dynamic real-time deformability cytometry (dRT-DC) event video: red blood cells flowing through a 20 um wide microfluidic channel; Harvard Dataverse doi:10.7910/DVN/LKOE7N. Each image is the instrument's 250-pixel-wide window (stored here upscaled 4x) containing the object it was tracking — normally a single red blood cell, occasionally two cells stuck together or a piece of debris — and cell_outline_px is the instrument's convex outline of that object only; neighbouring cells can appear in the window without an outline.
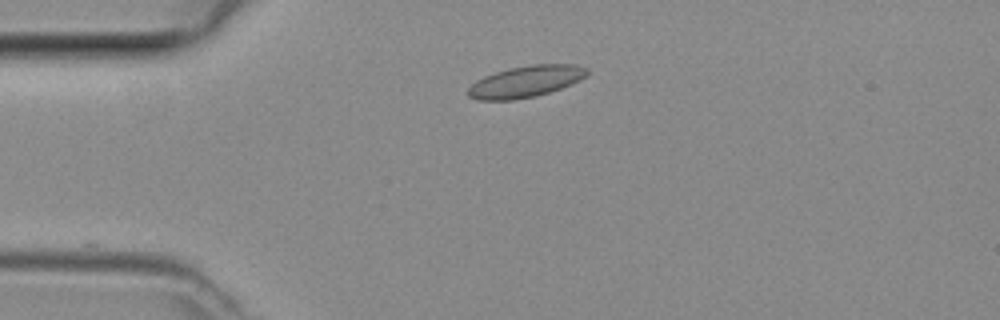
{"species": "common noctule bat (a hibernating species)", "species_latin": "Nyctalus noctula", "temperature_condition": "room temperature", "stored_images_in_passage": 2, "camera_frame_rate_fps": 3000, "um_per_image_px": 0.085, "animal": {"sex": "female", "body_mass_g": 29.2, "forearm_length_mm": 56.3}, "frame": {"image": 1, "passage_image": 1, "time_ms": 0.0, "image_size_px": [1000, 320], "cell_outline_px": [[588, 76], [572, 84], [536, 96], [512, 100], [476, 100], [468, 96], [468, 88], [476, 80], [484, 76], [508, 68], [532, 64], [576, 64], [588, 68]], "centroid_in_image_um": [44.7, 6.92], "position_along_channel_um": 40.3, "area_um2": 21.96}}